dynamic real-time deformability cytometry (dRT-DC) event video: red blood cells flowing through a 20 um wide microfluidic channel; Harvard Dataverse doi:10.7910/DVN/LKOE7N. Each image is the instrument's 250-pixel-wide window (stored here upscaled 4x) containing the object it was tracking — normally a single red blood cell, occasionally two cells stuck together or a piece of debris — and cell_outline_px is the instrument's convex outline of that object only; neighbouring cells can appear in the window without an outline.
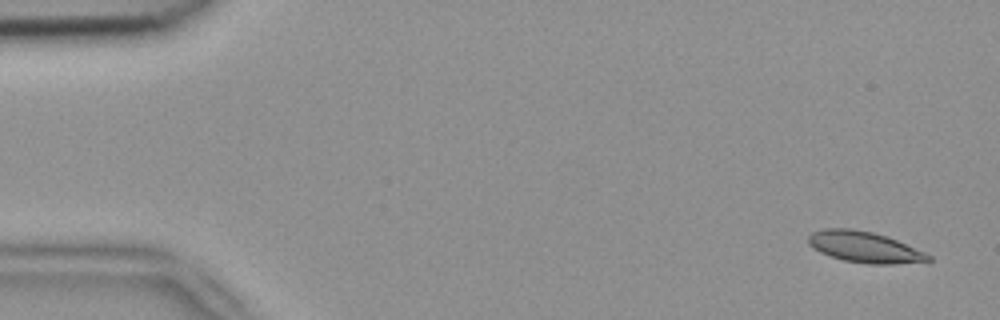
{"species": "common noctule bat (a hibernating species)", "species_latin": "Nyctalus noctula", "temperature_condition": "room temperature", "stored_images_in_passage": 4, "camera_frame_rate_fps": 3000, "um_per_image_px": 0.085, "animal": {"sex": "female", "body_mass_g": 18.4}, "frame": {"image": 1, "passage_image": 1, "time_ms": 0.0, "image_size_px": [1000, 320], "cell_outline_px": [[932, 260], [892, 264], [868, 264], [844, 260], [820, 252], [812, 248], [808, 244], [808, 236], [812, 232], [824, 228], [852, 228], [872, 232], [888, 236], [924, 252], [932, 256]], "centroid_in_image_um": [73.45, 20.98], "position_along_channel_um": 11.6, "area_um2": 21.62}}
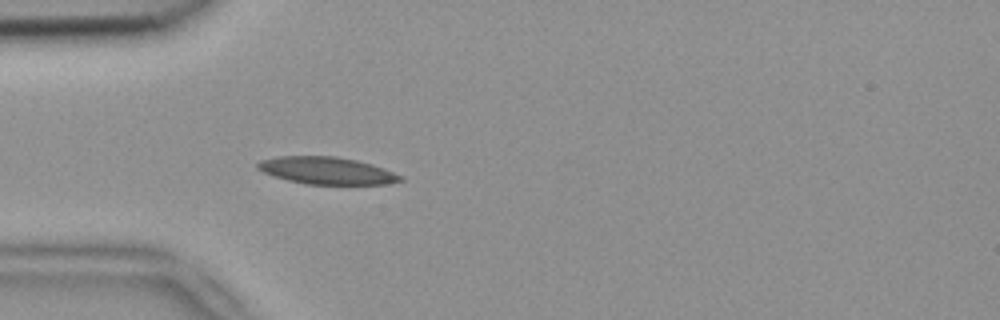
{"frame": {"image": 2, "passage_image": 4, "time_ms": 1.0, "image_size_px": [1000, 320], "cell_outline_px": [[404, 180], [388, 184], [304, 184], [288, 180], [264, 172], [256, 168], [256, 164], [260, 160], [280, 156], [336, 156], [356, 160], [372, 164], [384, 168], [404, 176]], "centroid_in_image_um": [27.81, 14.5], "position_along_channel_um": 57.2, "area_um2": 22.66}}